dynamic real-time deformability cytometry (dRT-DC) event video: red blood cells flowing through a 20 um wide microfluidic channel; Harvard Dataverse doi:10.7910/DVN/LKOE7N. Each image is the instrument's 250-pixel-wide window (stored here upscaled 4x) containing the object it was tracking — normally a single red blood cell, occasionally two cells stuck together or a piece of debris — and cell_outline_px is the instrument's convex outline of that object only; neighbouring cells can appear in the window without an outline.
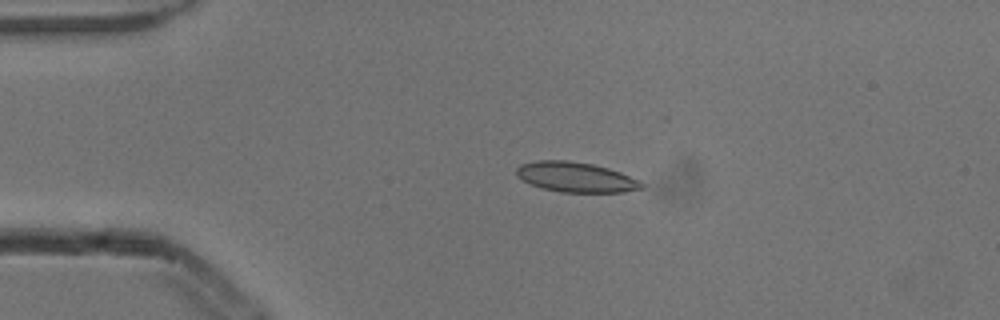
{"species": "common noctule bat (a hibernating species)", "species_latin": "Nyctalus noctula", "temperature_condition": "cold", "stored_images_in_passage": 3, "camera_frame_rate_fps": 3000, "um_per_image_px": 0.085, "animal": {"sex": "male", "body_mass_g": 13.3}, "frame": {"image": 1, "passage_image": 2, "time_ms": 0.333, "image_size_px": [1000, 320], "cell_outline_px": [[644, 188], [624, 192], [560, 192], [544, 188], [532, 184], [516, 176], [516, 168], [520, 164], [536, 160], [568, 160], [592, 164], [608, 168], [620, 172], [640, 180], [644, 184]], "centroid_in_image_um": [48.96, 15.05], "position_along_channel_um": 36.0, "area_um2": 21.91}}